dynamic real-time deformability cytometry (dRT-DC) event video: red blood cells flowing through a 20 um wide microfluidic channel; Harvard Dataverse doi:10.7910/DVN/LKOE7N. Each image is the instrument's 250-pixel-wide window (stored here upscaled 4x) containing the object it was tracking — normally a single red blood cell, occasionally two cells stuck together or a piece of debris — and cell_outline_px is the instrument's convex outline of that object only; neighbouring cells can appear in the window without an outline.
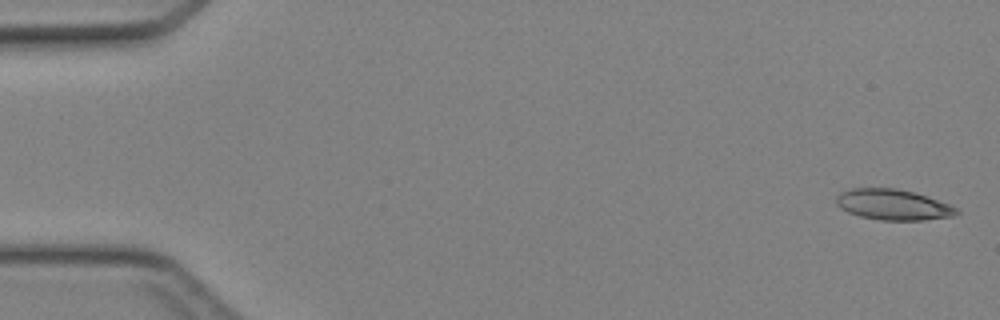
{"species": "Egyptian fruit bat (a non-hibernating species)", "species_latin": "Rousettus aegyptiacus", "temperature_condition": "cold", "stored_images_in_passage": 45, "camera_frame_rate_fps": 3000, "um_per_image_px": 0.085, "animal": {"sex": "female"}, "frame": {"image": 1, "passage_image": 1, "time_ms": 0.0, "image_size_px": [1000, 320], "cell_outline_px": [[960, 212], [952, 216], [924, 220], [880, 220], [860, 216], [848, 212], [840, 208], [836, 204], [836, 196], [840, 192], [852, 188], [896, 188], [912, 192], [948, 204], [956, 208]], "centroid_in_image_um": [75.85, 17.4], "position_along_channel_um": 9.1, "area_um2": 21.27}}
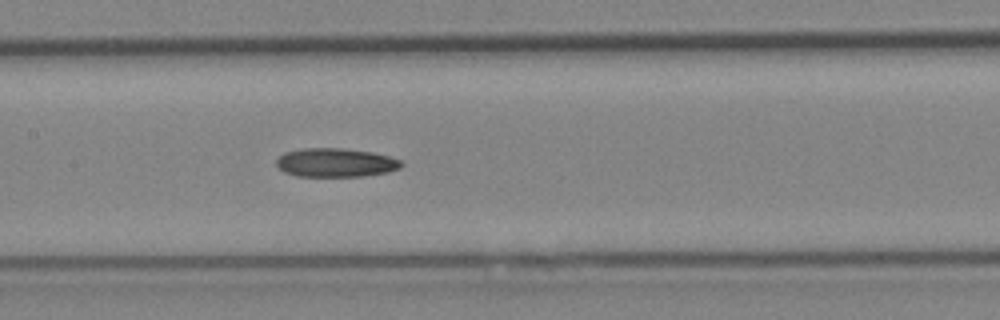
{"frame": {"image": 2, "passage_image": 22, "time_ms": 7.0, "image_size_px": [1000, 320], "cell_outline_px": [[404, 164], [400, 168], [388, 172], [364, 176], [296, 176], [284, 172], [276, 164], [276, 160], [284, 152], [304, 148], [340, 148], [372, 152], [388, 156], [400, 160]], "centroid_in_image_um": [28.53, 13.82], "position_along_channel_um": 178.9, "area_um2": 20.92}}
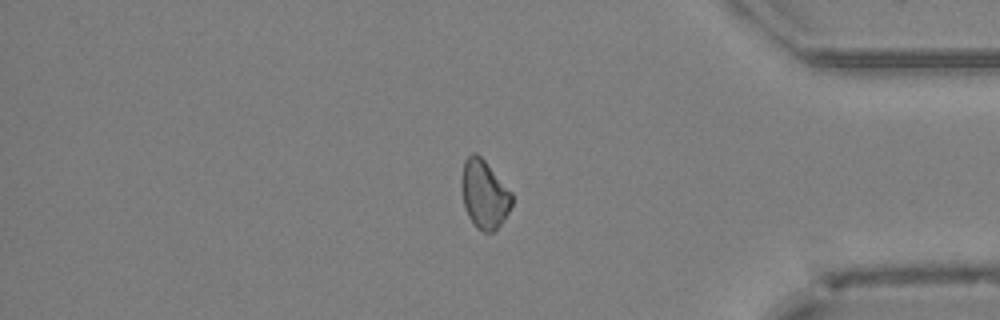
{"frame": {"image": 3, "passage_image": 38, "time_ms": 12.333, "image_size_px": [1000, 320], "cell_outline_px": [[512, 204], [508, 212], [500, 224], [492, 232], [484, 232], [476, 228], [468, 216], [464, 208], [460, 184], [460, 180], [464, 160], [472, 152], [476, 152], [484, 160], [512, 192]], "centroid_in_image_um": [41.13, 16.5], "position_along_channel_um": 394.1, "area_um2": 20.17}}